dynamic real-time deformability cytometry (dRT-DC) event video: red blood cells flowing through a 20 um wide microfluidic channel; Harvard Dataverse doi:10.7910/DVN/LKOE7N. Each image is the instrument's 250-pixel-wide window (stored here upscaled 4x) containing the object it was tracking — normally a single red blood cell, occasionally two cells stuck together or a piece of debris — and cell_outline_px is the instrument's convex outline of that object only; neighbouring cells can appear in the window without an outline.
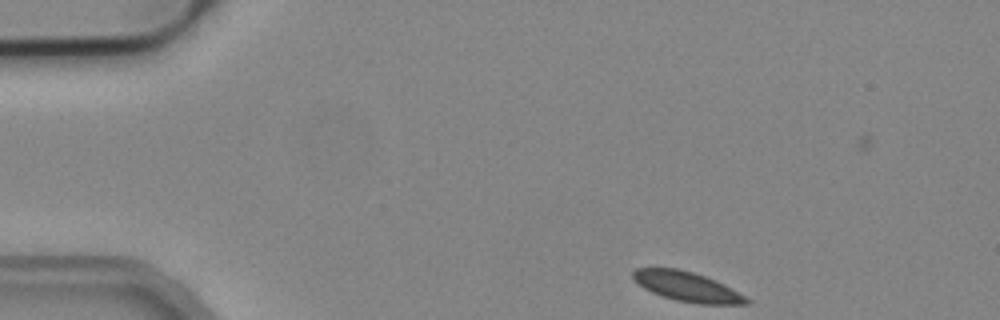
{"species": "common noctule bat (a hibernating species)", "species_latin": "Nyctalus noctula", "temperature_condition": "cold", "stored_images_in_passage": 4, "camera_frame_rate_fps": 3000, "um_per_image_px": 0.085, "animal": {"sex": "male", "body_mass_g": 19.2, "forearm_length_mm": 51.8}, "frame": {"image": 1, "passage_image": 1, "time_ms": 0.0, "image_size_px": [1000, 320], "cell_outline_px": [[752, 304], [696, 304], [676, 300], [652, 292], [644, 288], [632, 280], [632, 272], [636, 268], [680, 268], [716, 280], [724, 284], [752, 300]], "centroid_in_image_um": [58.41, 24.36], "position_along_channel_um": 26.6, "area_um2": 19.71}}